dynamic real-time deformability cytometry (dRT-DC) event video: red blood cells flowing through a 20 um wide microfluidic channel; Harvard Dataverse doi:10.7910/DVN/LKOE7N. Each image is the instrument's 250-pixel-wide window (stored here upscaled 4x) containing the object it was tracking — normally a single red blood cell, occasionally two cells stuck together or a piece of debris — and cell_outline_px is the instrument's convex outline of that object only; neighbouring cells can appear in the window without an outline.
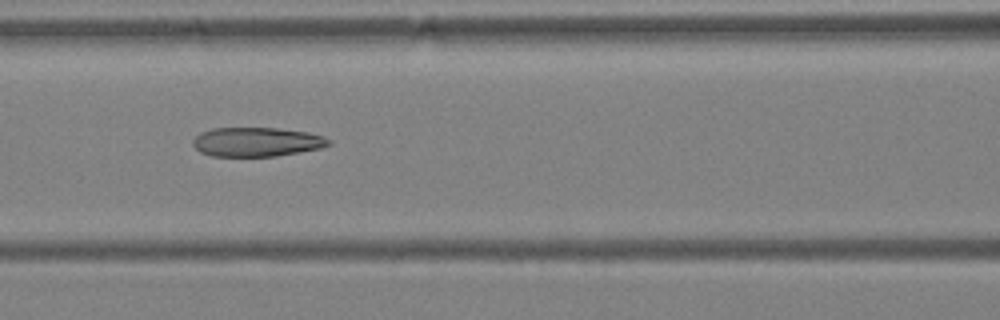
{"species": "Egyptian fruit bat (a non-hibernating species)", "species_latin": "Rousettus aegyptiacus", "temperature_condition": "warm", "stored_images_in_passage": 34, "camera_frame_rate_fps": 3000, "um_per_image_px": 0.085, "animal": {"sex": "female"}, "frame": {"image": 1, "passage_image": 8, "time_ms": 2.333, "image_size_px": [1000, 320], "cell_outline_px": [[332, 144], [320, 148], [300, 152], [276, 156], [212, 156], [200, 152], [192, 144], [192, 140], [200, 132], [212, 128], [276, 128], [308, 132], [324, 136], [332, 140]], "centroid_in_image_um": [21.83, 12.06], "position_along_channel_um": 144.8, "area_um2": 23.24}}
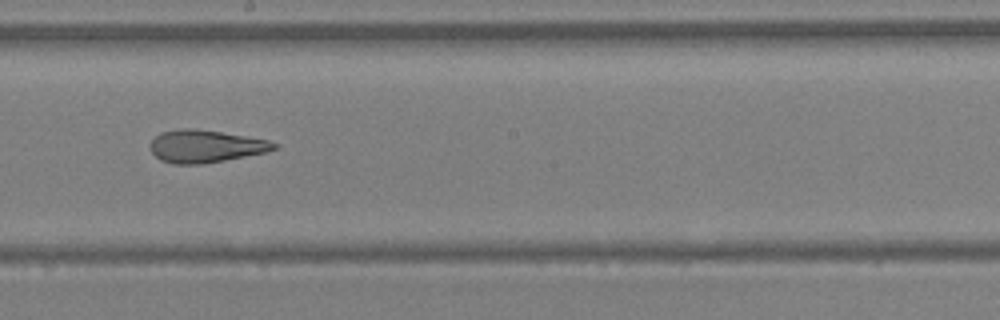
{"frame": {"image": 2, "passage_image": 14, "time_ms": 4.333, "image_size_px": [1000, 320], "cell_outline_px": [[280, 144], [276, 148], [264, 152], [204, 164], [172, 164], [160, 160], [148, 148], [148, 144], [160, 132], [180, 128], [192, 128], [220, 132], [268, 140]], "centroid_in_image_um": [17.4, 12.43], "position_along_channel_um": 230.8, "area_um2": 23.41}}
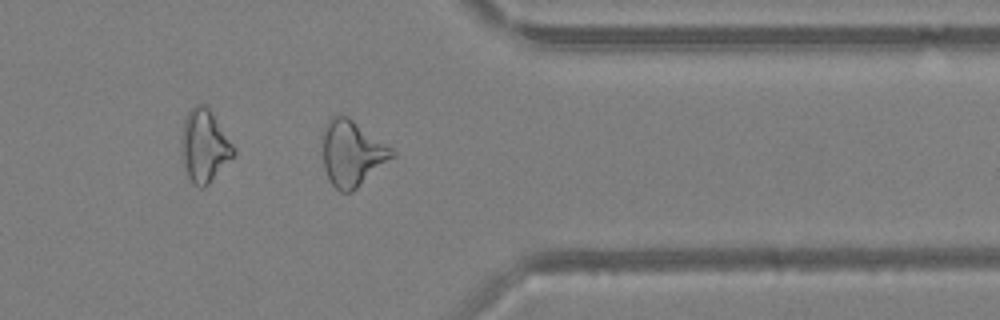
{"frame": {"image": 3, "passage_image": 25, "time_ms": 8.0, "image_size_px": [1000, 320], "cell_outline_px": [[396, 156], [352, 192], [340, 192], [332, 184], [324, 168], [324, 124], [332, 116], [348, 116], [392, 148], [396, 152]], "centroid_in_image_um": [29.96, 13.04], "position_along_channel_um": 381.4, "area_um2": 26.36}, "authors_computed_cell_mechanics": {"area_um2": 24.565, "velocity_mm_per_s": 4.3072, "shape_relaxation_time_tau1_ms": null, "shape_relaxation_time_tau2_ms": 2.2295, "deformation_change_tau1": null, "deformation_change_tau2": 0.1245}}